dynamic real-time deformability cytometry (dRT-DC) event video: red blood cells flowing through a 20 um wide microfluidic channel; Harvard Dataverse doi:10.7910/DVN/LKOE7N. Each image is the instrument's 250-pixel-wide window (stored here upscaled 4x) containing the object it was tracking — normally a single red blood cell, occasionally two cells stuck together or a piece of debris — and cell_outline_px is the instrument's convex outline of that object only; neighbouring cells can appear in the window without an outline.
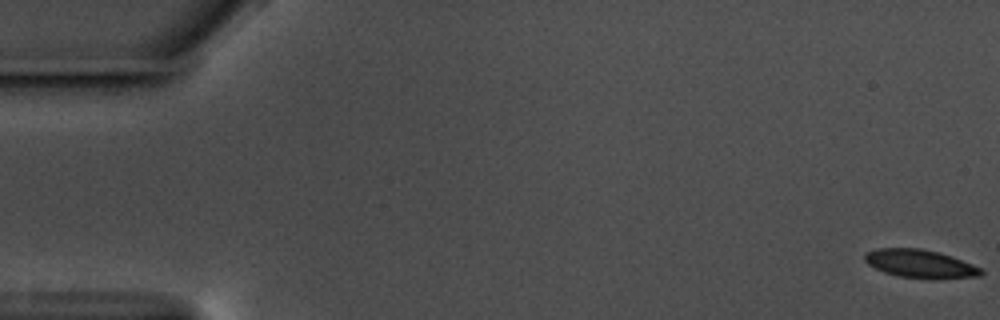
{"species": "common noctule bat (a hibernating species)", "species_latin": "Nyctalus noctula", "temperature_condition": "warm", "stored_images_in_passage": 59, "camera_frame_rate_fps": 3000, "um_per_image_px": 0.085, "animal": {"sex": "male", "body_mass_g": 17.5, "forearm_length_mm": 52.3}, "frame": {"image": 1, "passage_image": 1, "time_ms": 0.0, "image_size_px": [1000, 320], "cell_outline_px": [[984, 272], [980, 276], [940, 280], [900, 276], [884, 272], [868, 264], [864, 260], [864, 256], [868, 252], [876, 248], [920, 248], [940, 252], [952, 256], [972, 264], [980, 268]], "centroid_in_image_um": [78.25, 22.43], "position_along_channel_um": 6.7, "area_um2": 19.31}}
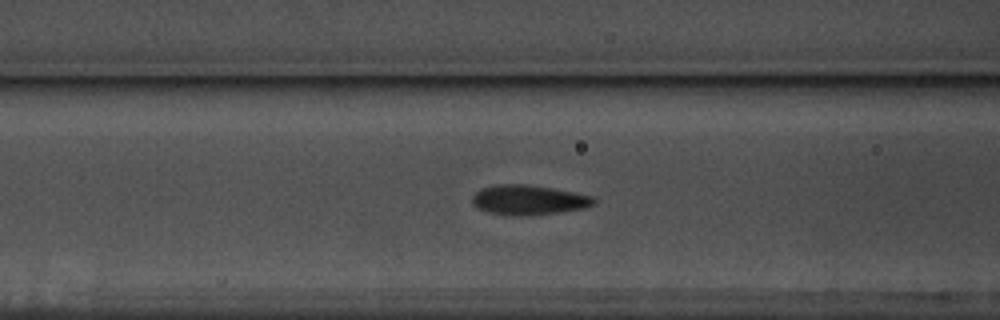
{"frame": {"image": 2, "passage_image": 24, "time_ms": 7.667, "image_size_px": [1000, 320], "cell_outline_px": [[596, 204], [584, 208], [560, 212], [532, 216], [512, 216], [488, 212], [476, 208], [472, 204], [472, 196], [480, 188], [496, 184], [528, 184], [552, 188], [596, 196]], "centroid_in_image_um": [44.94, 17.0], "position_along_channel_um": 121.7, "area_um2": 21.62}}
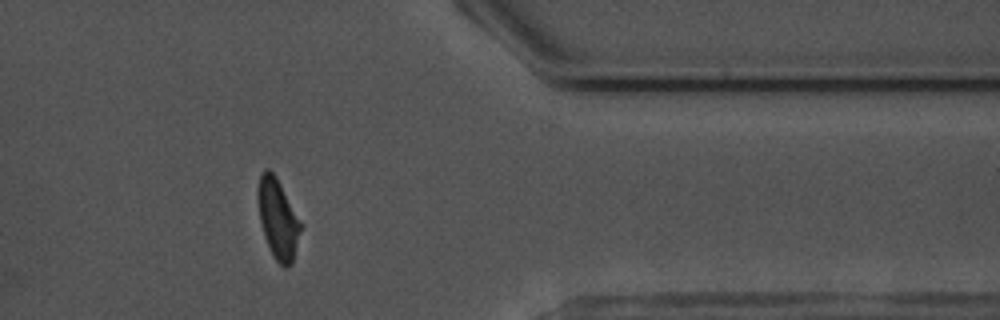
{"frame": {"image": 3, "passage_image": 48, "time_ms": 15.667, "image_size_px": [1000, 320], "cell_outline_px": [[304, 224], [292, 264], [288, 268], [284, 268], [272, 256], [264, 236], [260, 220], [256, 196], [256, 192], [260, 172], [264, 168], [268, 168], [276, 176]], "centroid_in_image_um": [23.64, 18.59], "position_along_channel_um": 387.8, "area_um2": 20.69}, "authors_computed_cell_mechanics": {"area_um2": 19.941, "velocity_mm_per_s": 3.5579, "shape_relaxation_time_tau1_ms": 3.0193, "shape_relaxation_time_tau2_ms": 1.407, "deformation_change_tau1": 0.1368, "deformation_change_tau2": 0.0726}}